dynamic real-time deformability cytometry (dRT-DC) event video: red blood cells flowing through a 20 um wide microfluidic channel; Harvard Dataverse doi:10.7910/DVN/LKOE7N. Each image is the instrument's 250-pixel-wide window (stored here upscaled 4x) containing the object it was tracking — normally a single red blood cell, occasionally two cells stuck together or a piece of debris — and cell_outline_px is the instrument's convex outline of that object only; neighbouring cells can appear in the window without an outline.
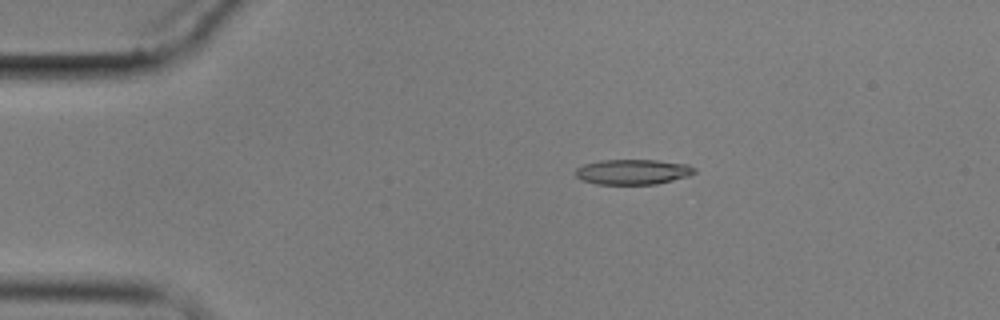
{"species": "common noctule bat (a hibernating species)", "species_latin": "Nyctalus noctula", "temperature_condition": "cold", "stored_images_in_passage": 4, "camera_frame_rate_fps": 3000, "um_per_image_px": 0.085, "animal": {"sex": "male", "body_mass_g": 17.9}, "frame": {"image": 1, "passage_image": 2, "time_ms": 1.333, "image_size_px": [1000, 320], "cell_outline_px": [[696, 172], [688, 176], [656, 184], [596, 184], [580, 180], [576, 176], [576, 168], [584, 164], [600, 160], [656, 160], [688, 164], [696, 168]], "centroid_in_image_um": [53.78, 14.61], "position_along_channel_um": 31.2, "area_um2": 17.51}}
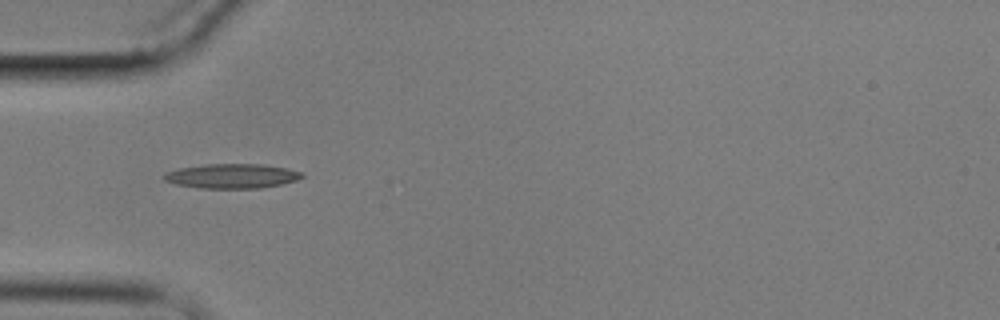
{"frame": {"image": 2, "passage_image": 4, "time_ms": 3.667, "image_size_px": [1000, 320], "cell_outline_px": [[304, 176], [296, 180], [280, 184], [260, 188], [200, 188], [176, 184], [164, 180], [164, 172], [180, 168], [208, 164], [264, 164], [288, 168], [304, 172]], "centroid_in_image_um": [19.74, 14.95], "position_along_channel_um": 65.3, "area_um2": 19.71}}